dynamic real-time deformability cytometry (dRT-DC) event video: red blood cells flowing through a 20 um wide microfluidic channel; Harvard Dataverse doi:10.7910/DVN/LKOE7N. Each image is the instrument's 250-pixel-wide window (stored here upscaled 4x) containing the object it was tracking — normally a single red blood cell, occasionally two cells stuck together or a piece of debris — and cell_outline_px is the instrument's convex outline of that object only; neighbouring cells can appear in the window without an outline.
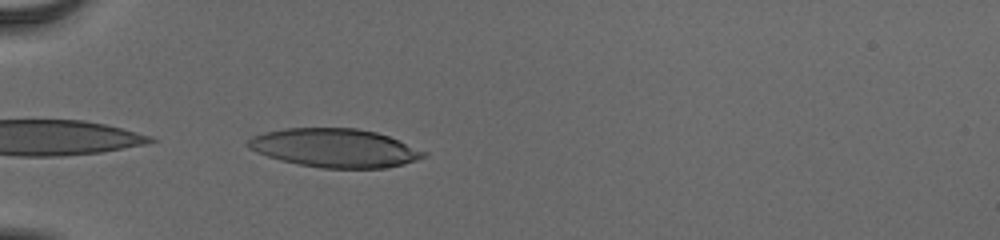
{"species": "human", "species_latin": "Homo sapiens", "temperature_condition": "cold", "stored_images_in_passage": 35, "camera_frame_rate_fps": 3000, "um_per_image_px": 0.085, "donor": {"sex": "male"}, "frame": {"image": 1, "passage_image": 1, "time_ms": 0.0, "image_size_px": [1000, 240], "cell_outline_px": [[428, 156], [404, 164], [384, 168], [324, 168], [300, 164], [280, 160], [256, 152], [248, 148], [244, 144], [252, 136], [264, 132], [284, 128], [356, 128], [376, 132], [388, 136], [428, 152]], "centroid_in_image_um": [28.45, 12.57], "position_along_channel_um": 56.6, "area_um2": 39.59}}
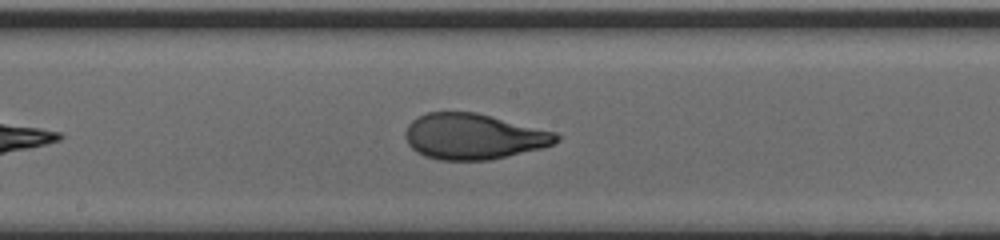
{"frame": {"image": 2, "passage_image": 14, "time_ms": 4.333, "image_size_px": [1000, 240], "cell_outline_px": [[560, 140], [556, 144], [540, 148], [488, 160], [440, 160], [424, 156], [416, 152], [408, 144], [404, 136], [404, 132], [408, 124], [416, 116], [428, 112], [476, 112], [556, 132], [560, 136]], "centroid_in_image_um": [40.22, 11.59], "position_along_channel_um": 208.0, "area_um2": 40.34}}
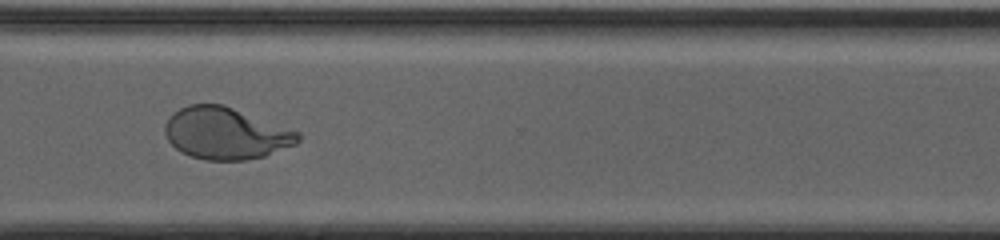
{"frame": {"image": 3, "passage_image": 25, "time_ms": 8.0, "image_size_px": [1000, 240], "cell_outline_px": [[300, 140], [296, 144], [264, 156], [244, 160], [204, 160], [180, 152], [168, 140], [164, 132], [164, 128], [168, 120], [180, 108], [188, 104], [224, 104], [300, 132]], "centroid_in_image_um": [19.2, 11.33], "position_along_channel_um": 351.4, "area_um2": 40.06}, "authors_computed_cell_mechanics": {"area_um2": 40.3444, "velocity_mm_per_s": 3.9001, "shape_relaxation_time_tau1_ms": 4.6337, "shape_relaxation_time_tau2_ms": null, "deformation_change_tau1": 0.2183, "deformation_change_tau2": null}}